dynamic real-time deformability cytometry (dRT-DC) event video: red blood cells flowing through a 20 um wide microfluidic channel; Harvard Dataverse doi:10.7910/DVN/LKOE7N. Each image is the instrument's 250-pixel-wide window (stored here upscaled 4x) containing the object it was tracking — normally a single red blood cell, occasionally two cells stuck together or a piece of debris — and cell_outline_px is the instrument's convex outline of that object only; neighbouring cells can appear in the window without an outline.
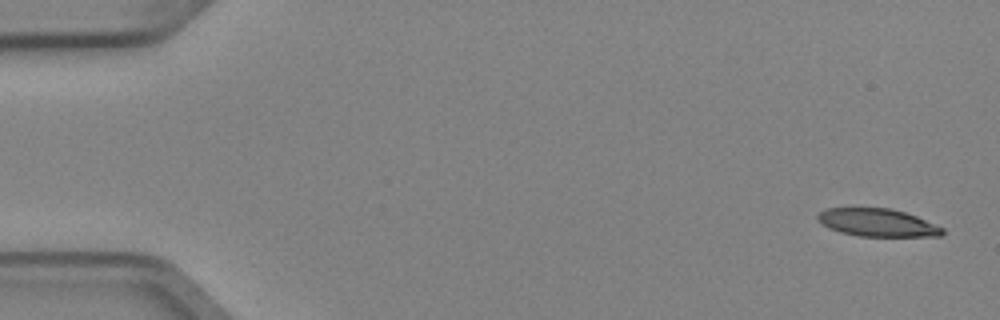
{"species": "Egyptian fruit bat (a non-hibernating species)", "species_latin": "Rousettus aegyptiacus", "temperature_condition": "cold", "stored_images_in_passage": 6, "camera_frame_rate_fps": 3000, "um_per_image_px": 0.085, "animal": {"sex": "female"}, "frame": {"image": 1, "passage_image": 1, "time_ms": 0.0, "image_size_px": [1000, 320], "cell_outline_px": [[944, 232], [940, 236], [860, 236], [840, 232], [828, 228], [816, 216], [820, 212], [828, 208], [892, 208], [916, 216], [944, 228]], "centroid_in_image_um": [74.6, 18.92], "position_along_channel_um": 10.4, "area_um2": 20.0}}
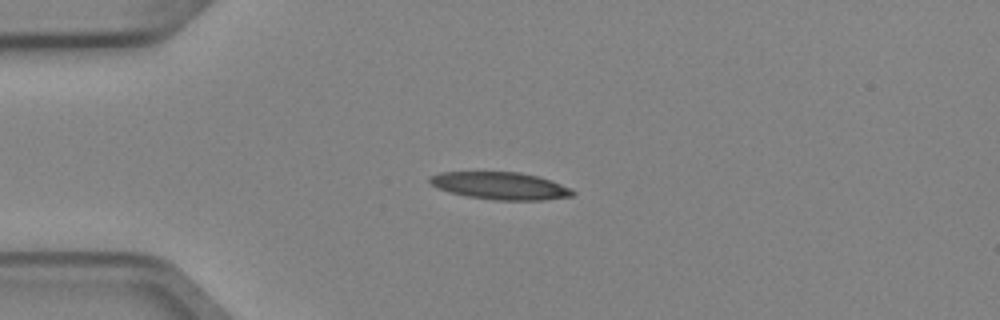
{"frame": {"image": 2, "passage_image": 4, "time_ms": 1.0, "image_size_px": [1000, 320], "cell_outline_px": [[576, 192], [572, 196], [544, 200], [496, 200], [468, 196], [448, 192], [432, 184], [428, 180], [428, 176], [440, 172], [520, 172], [536, 176], [572, 188]], "centroid_in_image_um": [42.52, 15.79], "position_along_channel_um": 42.5, "area_um2": 22.66}}
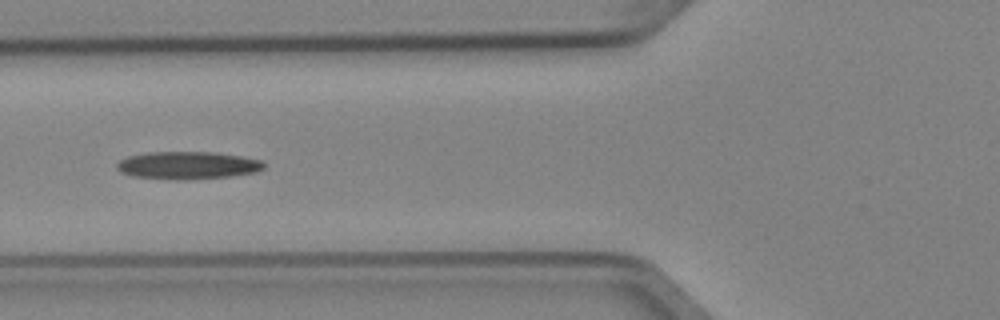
{"frame": {"image": 3, "passage_image": 6, "time_ms": 1.667, "image_size_px": [1000, 320], "cell_outline_px": [[264, 168], [256, 172], [228, 176], [184, 180], [176, 180], [132, 176], [120, 172], [116, 168], [116, 164], [120, 160], [128, 156], [152, 152], [212, 152], [240, 156], [260, 160], [264, 164]], "centroid_in_image_um": [15.91, 14.06], "position_along_channel_um": 109.9, "area_um2": 23.52}}